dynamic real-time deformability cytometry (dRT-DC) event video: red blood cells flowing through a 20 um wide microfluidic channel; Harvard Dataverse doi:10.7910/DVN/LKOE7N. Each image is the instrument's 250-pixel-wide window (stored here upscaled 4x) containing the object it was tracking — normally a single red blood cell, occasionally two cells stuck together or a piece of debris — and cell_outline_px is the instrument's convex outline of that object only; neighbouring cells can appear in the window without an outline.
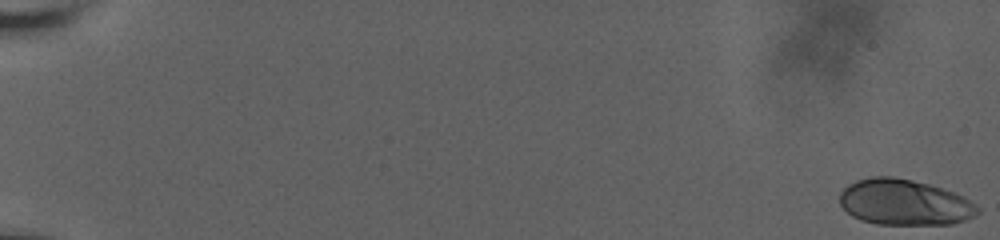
{"species": "human", "species_latin": "Homo sapiens", "temperature_condition": "room temperature", "stored_images_in_passage": 29, "camera_frame_rate_fps": 3000, "um_per_image_px": 0.085, "donor": {"sex": "male"}, "frame": {"image": 1, "passage_image": 1, "time_ms": 0.0, "image_size_px": [1000, 240], "cell_outline_px": [[980, 212], [964, 220], [952, 224], [876, 224], [860, 220], [852, 216], [840, 204], [840, 192], [848, 184], [856, 180], [872, 176], [892, 176], [912, 180], [928, 184], [952, 192], [976, 204], [980, 208]], "centroid_in_image_um": [76.83, 17.2], "position_along_channel_um": 8.2, "area_um2": 36.65}}
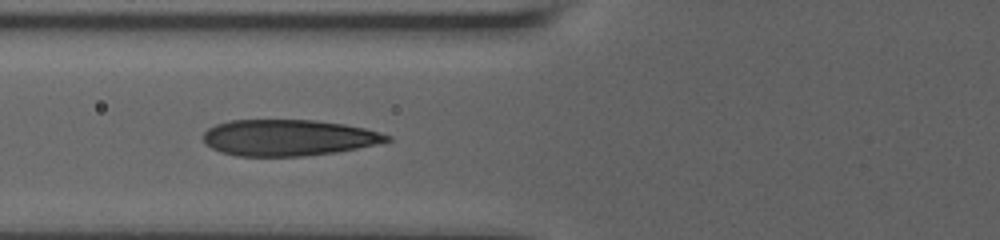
{"frame": {"image": 2, "passage_image": 22, "time_ms": 8.667, "image_size_px": [1000, 240], "cell_outline_px": [[392, 140], [376, 144], [336, 152], [304, 156], [236, 156], [220, 152], [204, 144], [204, 132], [208, 128], [216, 124], [232, 120], [316, 120], [344, 124], [364, 128], [392, 136]], "centroid_in_image_um": [24.49, 11.7], "position_along_channel_um": 101.3, "area_um2": 38.78}}
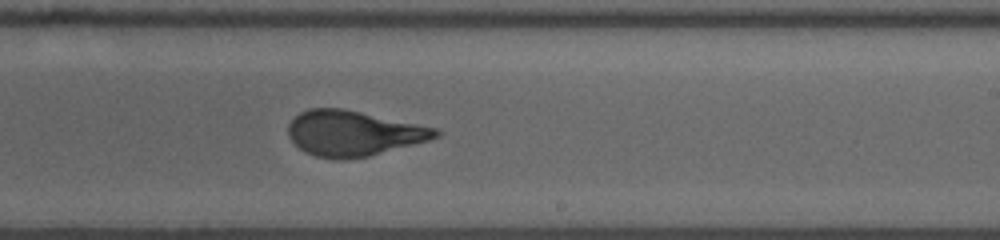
{"frame": {"image": 3, "passage_image": 29, "time_ms": 13.0, "image_size_px": [1000, 240], "cell_outline_px": [[440, 136], [428, 140], [368, 156], [344, 160], [336, 160], [316, 156], [304, 152], [288, 136], [288, 124], [300, 112], [308, 108], [344, 108], [440, 128]], "centroid_in_image_um": [30.04, 11.32], "position_along_channel_um": 259.0, "area_um2": 39.07}}